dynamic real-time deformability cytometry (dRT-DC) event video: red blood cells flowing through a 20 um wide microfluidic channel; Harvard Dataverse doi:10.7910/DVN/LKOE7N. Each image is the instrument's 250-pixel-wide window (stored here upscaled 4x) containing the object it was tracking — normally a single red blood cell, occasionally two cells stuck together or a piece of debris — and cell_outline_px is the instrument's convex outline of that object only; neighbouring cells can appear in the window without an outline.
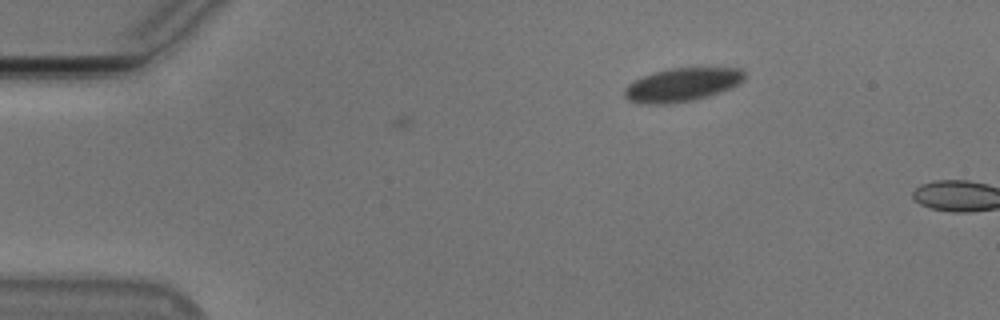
{"species": "Egyptian fruit bat (a non-hibernating species)", "species_latin": "Rousettus aegyptiacus", "temperature_condition": "cold", "stored_images_in_passage": 3, "camera_frame_rate_fps": 3000, "um_per_image_px": 0.085, "animal": {"sex": "male"}, "frame": {"image": 1, "passage_image": 1, "time_ms": 0.0, "image_size_px": [1000, 320], "cell_outline_px": [[744, 80], [728, 88], [708, 96], [692, 100], [668, 104], [644, 104], [628, 100], [624, 96], [624, 88], [628, 84], [644, 76], [656, 72], [672, 68], [736, 68], [744, 72]], "centroid_in_image_um": [57.93, 7.21], "position_along_channel_um": 27.1, "area_um2": 22.95}}